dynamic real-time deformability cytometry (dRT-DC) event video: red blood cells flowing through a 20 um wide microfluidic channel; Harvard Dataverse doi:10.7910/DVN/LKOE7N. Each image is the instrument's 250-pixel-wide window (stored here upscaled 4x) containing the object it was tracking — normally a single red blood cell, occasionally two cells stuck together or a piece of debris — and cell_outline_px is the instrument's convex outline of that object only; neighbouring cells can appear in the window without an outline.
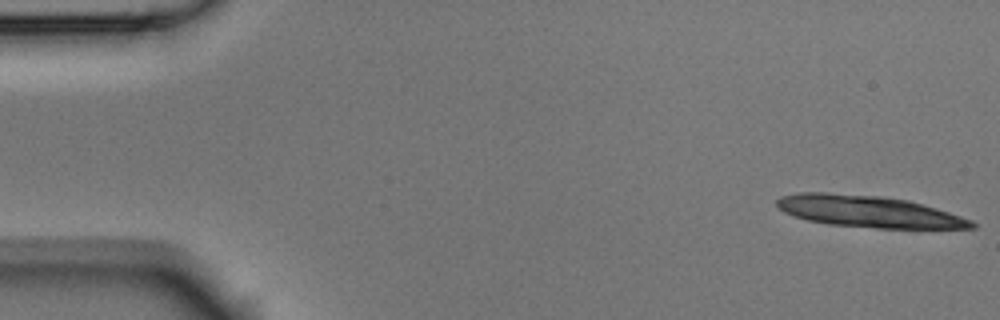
{"species": "Egyptian fruit bat (a non-hibernating species)", "species_latin": "Rousettus aegyptiacus", "temperature_condition": "room temperature", "stored_images_in_passage": 5, "camera_frame_rate_fps": 3000, "um_per_image_px": 0.085, "animal": {"sex": "male"}, "frame": {"image": 1, "passage_image": 1, "time_ms": 0.0, "image_size_px": [1000, 320], "cell_outline_px": [[976, 228], [876, 228], [828, 224], [808, 220], [792, 216], [784, 212], [776, 204], [776, 200], [780, 196], [800, 192], [828, 192], [880, 196], [908, 200], [936, 208], [972, 220], [976, 224]], "centroid_in_image_um": [73.79, 17.97], "position_along_channel_um": 11.2, "area_um2": 35.89}}